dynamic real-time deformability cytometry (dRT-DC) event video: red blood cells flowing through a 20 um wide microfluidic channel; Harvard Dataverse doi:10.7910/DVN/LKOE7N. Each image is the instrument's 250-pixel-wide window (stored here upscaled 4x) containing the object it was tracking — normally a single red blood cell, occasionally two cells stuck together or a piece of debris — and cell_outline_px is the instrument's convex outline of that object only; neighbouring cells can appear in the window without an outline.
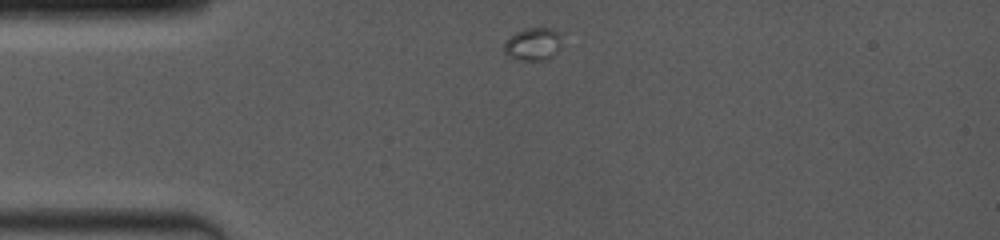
{"species": "common noctule bat (a hibernating species)", "species_latin": "Nyctalus noctula", "temperature_condition": "room temperature", "stored_images_in_passage": 43, "camera_frame_rate_fps": 4000, "um_per_image_px": 0.085, "animal": {"sex": "female", "body_mass_g": 19.0, "forearm_length_mm": 53.3}, "frame": {"image": 1, "passage_image": 1, "time_ms": 0.0, "image_size_px": [1000, 240], "cell_outline_px": [[560, 44], [556, 52], [548, 60], [516, 60], [504, 56], [504, 44], [516, 32], [528, 28], [552, 28], [560, 32]], "centroid_in_image_um": [45.29, 3.77], "position_along_channel_um": 39.7, "area_um2": 11.04}}
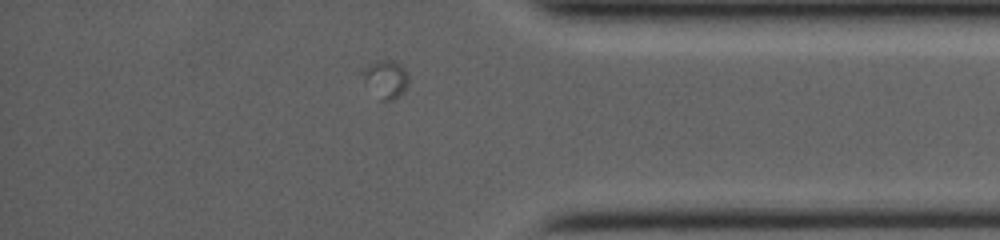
{"frame": {"image": 2, "passage_image": 43, "time_ms": 10.5, "image_size_px": [1000, 240], "cell_outline_px": [[408, 84], [404, 92], [396, 100], [380, 100], [364, 84], [360, 72], [360, 68], [376, 60], [392, 60], [400, 64], [404, 68], [408, 76]], "centroid_in_image_um": [32.74, 6.72], "position_along_channel_um": 402.5, "area_um2": 10.64}}